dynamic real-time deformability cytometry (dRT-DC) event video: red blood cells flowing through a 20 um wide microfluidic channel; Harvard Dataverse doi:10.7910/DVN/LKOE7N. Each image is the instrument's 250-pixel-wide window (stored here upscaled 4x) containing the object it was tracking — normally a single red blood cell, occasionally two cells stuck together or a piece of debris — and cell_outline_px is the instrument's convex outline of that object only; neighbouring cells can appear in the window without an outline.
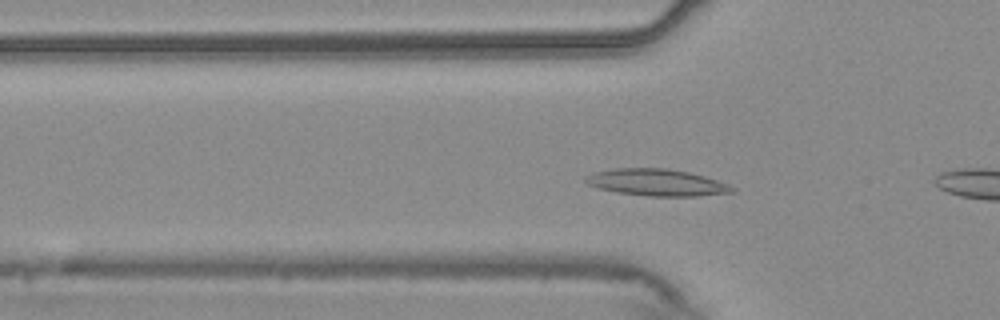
{"species": "common noctule bat (a hibernating species)", "species_latin": "Nyctalus noctula", "temperature_condition": "warm", "stored_images_in_passage": 52, "camera_frame_rate_fps": 3000, "um_per_image_px": 0.085, "animal": {"sex": "male", "body_mass_g": 20.4}, "frame": {"image": 1, "passage_image": 14, "time_ms": 4.333, "image_size_px": [1000, 320], "cell_outline_px": [[736, 192], [696, 196], [648, 196], [616, 192], [600, 188], [588, 184], [584, 180], [588, 176], [596, 172], [612, 168], [668, 168], [688, 172], [704, 176], [728, 184], [736, 188]], "centroid_in_image_um": [55.86, 15.51], "position_along_channel_um": 69.9, "area_um2": 22.77}}
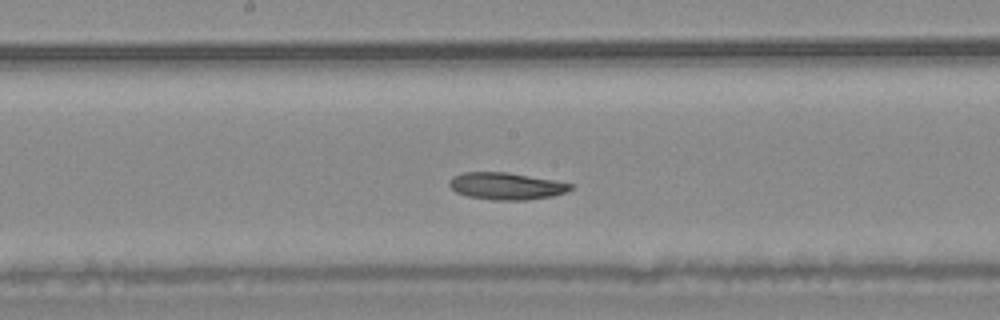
{"frame": {"image": 2, "passage_image": 25, "time_ms": 8.0, "image_size_px": [1000, 320], "cell_outline_px": [[572, 188], [568, 192], [552, 196], [528, 200], [492, 200], [468, 196], [456, 192], [448, 184], [448, 180], [452, 176], [464, 172], [508, 172], [552, 180], [572, 184]], "centroid_in_image_um": [43.0, 15.82], "position_along_channel_um": 205.2, "area_um2": 19.13}}
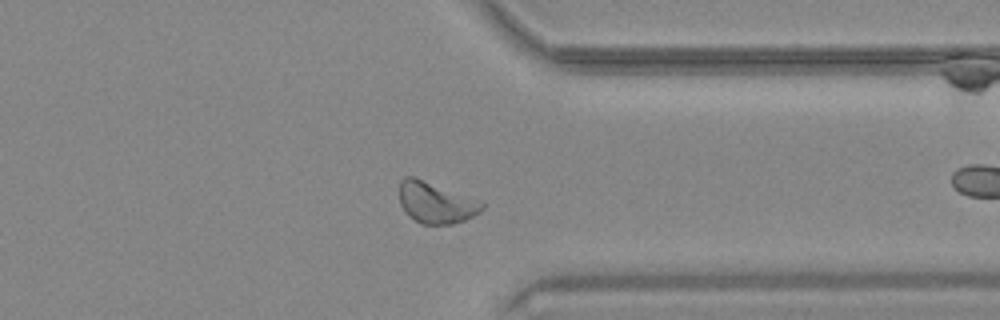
{"frame": {"image": 3, "passage_image": 39, "time_ms": 12.667, "image_size_px": [1000, 320], "cell_outline_px": [[484, 208], [480, 212], [464, 220], [452, 224], [424, 224], [408, 216], [400, 204], [400, 180], [404, 176], [412, 176], [480, 200], [484, 204]], "centroid_in_image_um": [37.04, 17.22], "position_along_channel_um": 374.4, "area_um2": 19.65}, "authors_computed_cell_mechanics": {"area_um2": 19.941, "velocity_mm_per_s": 3.6684, "shape_relaxation_time_tau1_ms": 5.5312, "shape_relaxation_time_tau2_ms": null, "deformation_change_tau1": 0.1148, "deformation_change_tau2": null}}